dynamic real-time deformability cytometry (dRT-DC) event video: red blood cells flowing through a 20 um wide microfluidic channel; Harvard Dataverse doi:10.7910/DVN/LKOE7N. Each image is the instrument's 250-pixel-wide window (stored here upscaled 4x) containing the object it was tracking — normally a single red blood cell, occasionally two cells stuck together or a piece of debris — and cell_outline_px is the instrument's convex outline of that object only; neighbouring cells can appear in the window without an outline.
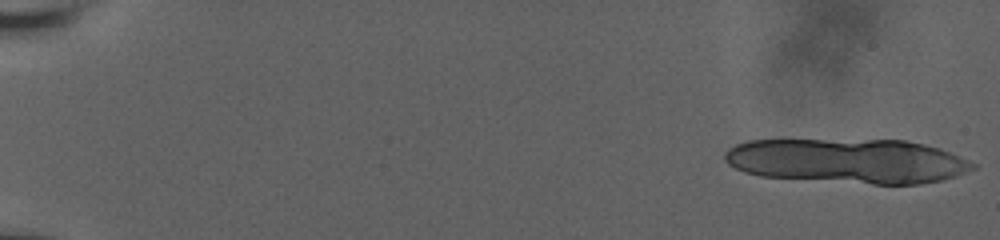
{"species": "human", "species_latin": "Homo sapiens", "temperature_condition": "room temperature", "stored_images_in_passage": 12, "camera_frame_rate_fps": 3000, "um_per_image_px": 0.085, "donor": {"sex": "male"}, "frame": {"image": 1, "passage_image": 1, "time_ms": 0.0, "image_size_px": [1000, 240], "cell_outline_px": [[976, 168], [956, 176], [940, 180], [920, 184], [872, 184], [760, 176], [744, 172], [728, 164], [724, 160], [724, 152], [728, 148], [736, 144], [748, 140], [904, 140], [924, 144], [940, 148], [968, 160], [976, 164]], "centroid_in_image_um": [72.04, 13.68], "position_along_channel_um": 13.0, "area_um2": 64.62}}